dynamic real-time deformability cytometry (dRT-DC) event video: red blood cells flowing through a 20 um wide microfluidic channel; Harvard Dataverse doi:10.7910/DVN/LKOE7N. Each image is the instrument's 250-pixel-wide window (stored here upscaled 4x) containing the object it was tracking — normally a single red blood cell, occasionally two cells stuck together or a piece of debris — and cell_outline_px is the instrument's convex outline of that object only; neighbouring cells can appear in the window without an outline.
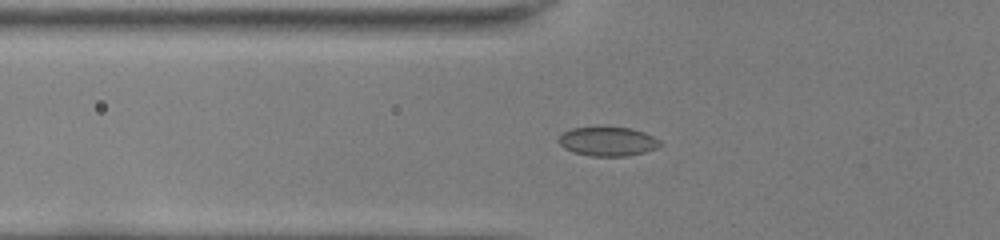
{"species": "common noctule bat (a hibernating species)", "species_latin": "Nyctalus noctula", "temperature_condition": "room temperature", "stored_images_in_passage": 49, "camera_frame_rate_fps": 3000, "um_per_image_px": 0.085, "animal": {"sex": "female", "body_mass_g": 22.0, "forearm_length_mm": 56.7}, "frame": {"image": 1, "passage_image": 19, "time_ms": 6.0, "image_size_px": [1000, 240], "cell_outline_px": [[660, 144], [656, 148], [644, 152], [628, 156], [592, 156], [572, 152], [564, 148], [556, 140], [564, 132], [572, 128], [632, 128], [644, 132], [660, 140]], "centroid_in_image_um": [51.64, 12.04], "position_along_channel_um": 74.2, "area_um2": 16.99}}
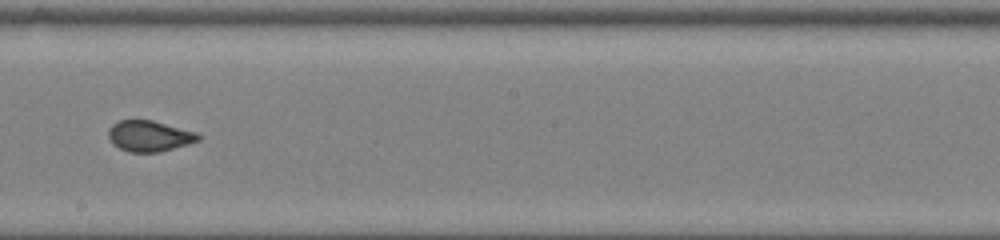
{"frame": {"image": 2, "passage_image": 31, "time_ms": 10.0, "image_size_px": [1000, 240], "cell_outline_px": [[200, 140], [188, 144], [160, 152], [128, 152], [112, 144], [108, 136], [108, 132], [112, 124], [120, 120], [152, 120], [196, 132], [200, 136]], "centroid_in_image_um": [12.68, 11.57], "position_along_channel_um": 235.5, "area_um2": 16.13}}
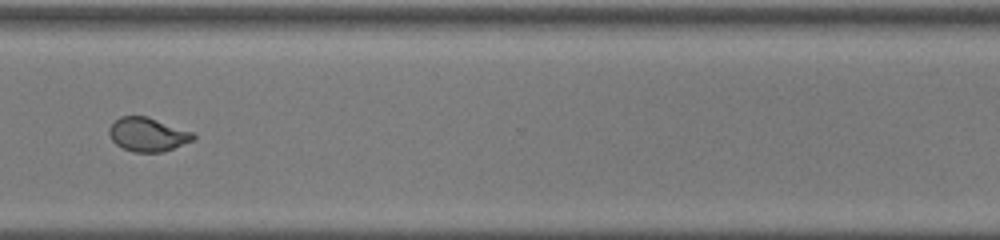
{"frame": {"image": 3, "passage_image": 40, "time_ms": 13.0, "image_size_px": [1000, 240], "cell_outline_px": [[196, 140], [164, 152], [132, 152], [116, 144], [112, 140], [108, 132], [108, 128], [120, 116], [148, 116], [192, 132], [196, 136]], "centroid_in_image_um": [12.58, 11.44], "position_along_channel_um": 358.0, "area_um2": 16.7}, "authors_computed_cell_mechanics": {"area_um2": 16.9932, "velocity_mm_per_s": 4.0725, "shape_relaxation_time_tau1_ms": 11.1201, "shape_relaxation_time_tau2_ms": null, "deformation_change_tau1": 0.2036, "deformation_change_tau2": null}}